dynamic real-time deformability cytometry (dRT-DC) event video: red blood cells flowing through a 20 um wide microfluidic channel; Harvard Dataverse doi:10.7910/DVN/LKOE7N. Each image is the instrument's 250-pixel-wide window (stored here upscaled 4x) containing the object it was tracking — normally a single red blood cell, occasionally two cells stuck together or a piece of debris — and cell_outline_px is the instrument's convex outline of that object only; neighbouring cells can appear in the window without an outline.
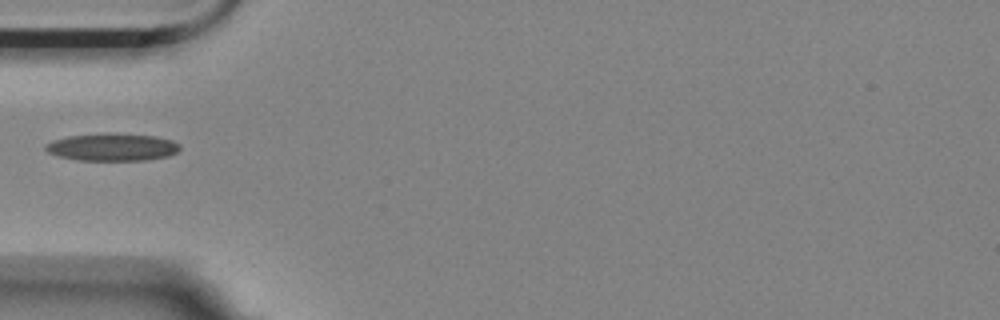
{"species": "Egyptian fruit bat (a non-hibernating species)", "species_latin": "Rousettus aegyptiacus", "temperature_condition": "room temperature", "stored_images_in_passage": 6, "camera_frame_rate_fps": 3000, "um_per_image_px": 0.085, "animal": {"sex": "female"}, "frame": {"image": 1, "passage_image": 6, "time_ms": 1.667, "image_size_px": [1000, 320], "cell_outline_px": [[180, 148], [176, 152], [168, 156], [144, 160], [76, 160], [60, 156], [48, 152], [44, 148], [44, 144], [52, 140], [68, 136], [108, 132], [112, 132], [156, 136], [172, 140], [180, 144]], "centroid_in_image_um": [9.53, 12.48], "position_along_channel_um": 75.5, "area_um2": 21.73}}